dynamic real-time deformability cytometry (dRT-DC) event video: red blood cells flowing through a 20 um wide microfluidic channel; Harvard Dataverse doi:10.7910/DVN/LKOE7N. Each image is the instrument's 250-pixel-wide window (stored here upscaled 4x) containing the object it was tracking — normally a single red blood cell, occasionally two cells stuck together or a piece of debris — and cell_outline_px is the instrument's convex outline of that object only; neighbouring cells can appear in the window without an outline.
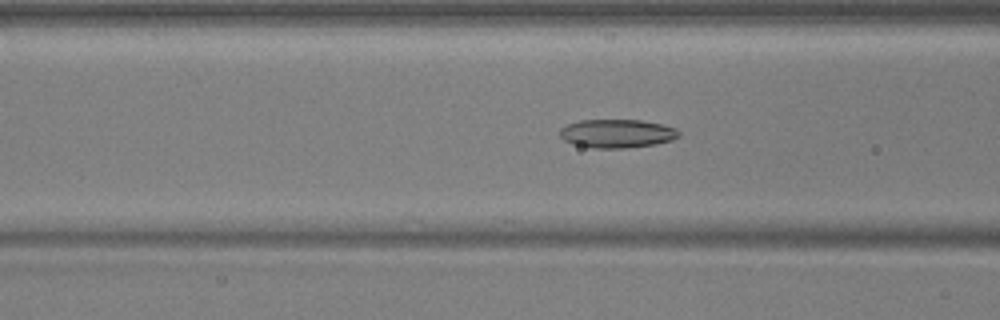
{"species": "common noctule bat (a hibernating species)", "species_latin": "Nyctalus noctula", "temperature_condition": "warm", "stored_images_in_passage": 45, "camera_frame_rate_fps": 3000, "um_per_image_px": 0.085, "animal": {"sex": "male", "body_mass_g": 17.9, "forearm_length_mm": 54.2}, "frame": {"image": 1, "passage_image": 13, "time_ms": 4.0, "image_size_px": [1000, 320], "cell_outline_px": [[680, 136], [672, 140], [656, 144], [624, 148], [592, 148], [572, 144], [564, 140], [560, 136], [560, 128], [568, 124], [580, 120], [640, 120], [660, 124], [676, 128], [680, 132]], "centroid_in_image_um": [52.44, 11.35], "position_along_channel_um": 114.2, "area_um2": 19.83}}
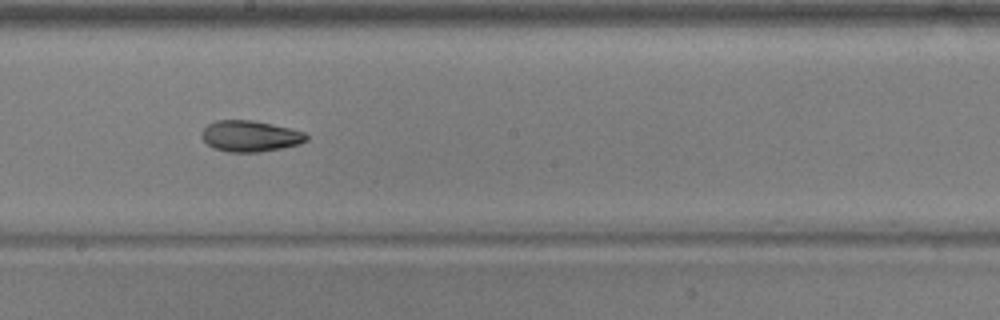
{"frame": {"image": 2, "passage_image": 22, "time_ms": 7.0, "image_size_px": [1000, 320], "cell_outline_px": [[308, 140], [300, 144], [260, 152], [228, 152], [212, 148], [200, 136], [200, 132], [208, 124], [216, 120], [252, 120], [272, 124], [304, 132], [308, 136]], "centroid_in_image_um": [21.24, 11.57], "position_along_channel_um": 227.0, "area_um2": 19.02}}
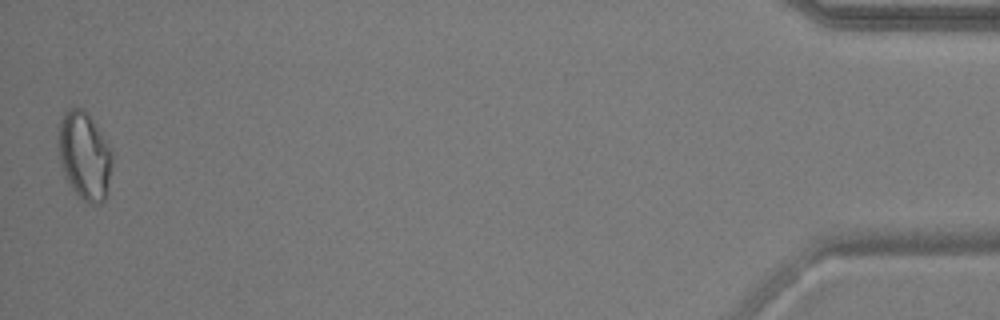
{"frame": {"image": 3, "passage_image": 45, "time_ms": 14.667, "image_size_px": [1000, 320], "cell_outline_px": [[112, 164], [104, 200], [100, 204], [88, 204], [76, 192], [64, 176], [60, 164], [60, 120], [64, 112], [72, 108], [84, 108], [96, 124], [108, 144], [112, 152]], "centroid_in_image_um": [7.2, 13.23], "position_along_channel_um": 428.0, "area_um2": 27.05}, "authors_computed_cell_mechanics": {"area_um2": 19.7098, "velocity_mm_per_s": 3.7524, "shape_relaxation_time_tau1_ms": 9.8794, "shape_relaxation_time_tau2_ms": 4.0885, "deformation_change_tau1": 0.2085, "deformation_change_tau2": 0.0942}}